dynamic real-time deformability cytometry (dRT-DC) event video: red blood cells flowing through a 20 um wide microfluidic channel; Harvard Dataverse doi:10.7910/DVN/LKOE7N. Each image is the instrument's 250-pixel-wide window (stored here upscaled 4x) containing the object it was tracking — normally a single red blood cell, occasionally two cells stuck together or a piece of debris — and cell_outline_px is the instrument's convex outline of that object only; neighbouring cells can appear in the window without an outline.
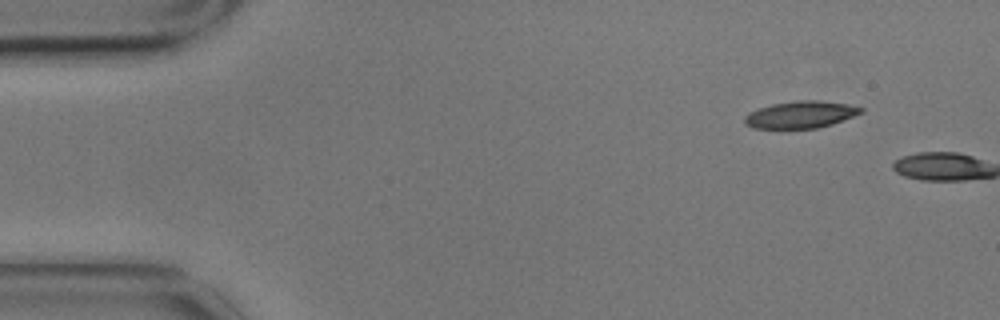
{"species": "common noctule bat (a hibernating species)", "species_latin": "Nyctalus noctula", "temperature_condition": "cold", "stored_images_in_passage": 5, "camera_frame_rate_fps": 3000, "um_per_image_px": 0.085, "animal": {"sex": "male", "body_mass_g": 17.9}, "frame": {"image": 1, "passage_image": 1, "time_ms": 0.0, "image_size_px": [1000, 320], "cell_outline_px": [[864, 112], [832, 124], [816, 128], [752, 128], [744, 120], [744, 116], [748, 112], [772, 104], [796, 100], [816, 100], [848, 104], [864, 108]], "centroid_in_image_um": [68.07, 9.73], "position_along_channel_um": 16.9, "area_um2": 18.21}}
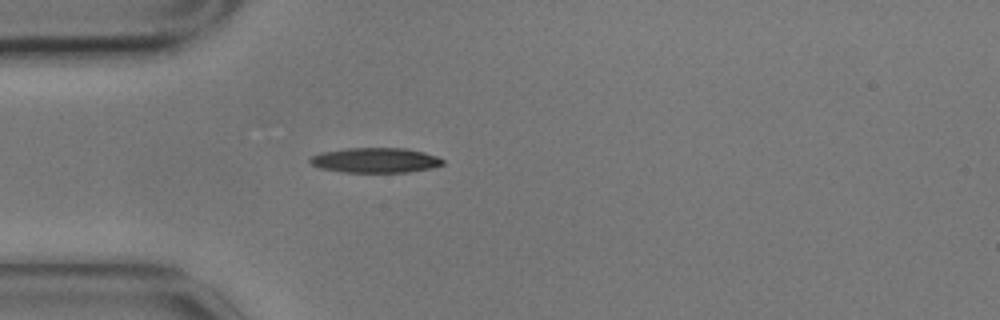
{"frame": {"image": 2, "passage_image": 5, "time_ms": 1.333, "image_size_px": [1000, 320], "cell_outline_px": [[444, 164], [432, 168], [408, 172], [340, 172], [320, 168], [312, 164], [308, 160], [312, 156], [320, 152], [348, 148], [404, 148], [424, 152], [436, 156], [444, 160]], "centroid_in_image_um": [31.9, 13.62], "position_along_channel_um": 53.1, "area_um2": 19.36}}